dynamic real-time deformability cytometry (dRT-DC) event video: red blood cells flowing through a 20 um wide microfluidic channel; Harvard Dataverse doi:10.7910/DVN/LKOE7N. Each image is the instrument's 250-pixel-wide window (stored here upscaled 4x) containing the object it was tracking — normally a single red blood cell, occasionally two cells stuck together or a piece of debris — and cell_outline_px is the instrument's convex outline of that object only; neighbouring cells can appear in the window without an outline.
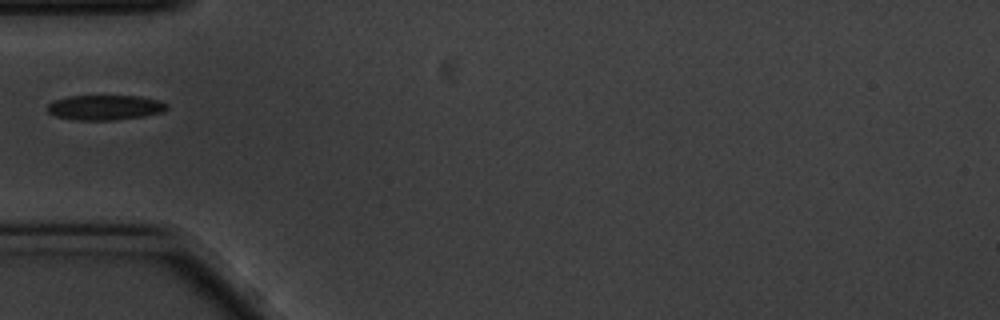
{"species": "common noctule bat (a hibernating species)", "species_latin": "Nyctalus noctula", "temperature_condition": "cold", "stored_images_in_passage": 40, "camera_frame_rate_fps": 3000, "um_per_image_px": 0.085, "animal": {"sex": "male", "body_mass_g": 20.1, "forearm_length_mm": 53.5}, "frame": {"image": 1, "passage_image": 1, "time_ms": 0.0, "image_size_px": [1000, 320], "cell_outline_px": [[168, 108], [160, 112], [144, 116], [116, 120], [76, 120], [56, 116], [48, 112], [44, 108], [48, 104], [56, 100], [68, 96], [140, 96], [160, 100], [168, 104]], "centroid_in_image_um": [8.92, 9.13], "position_along_channel_um": 76.1, "area_um2": 17.46}}
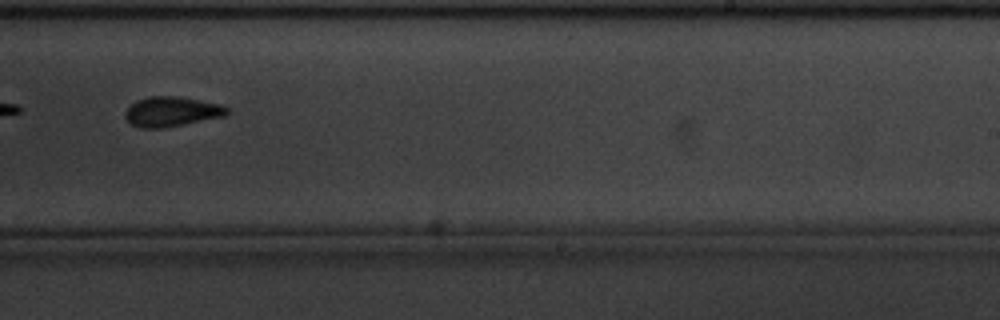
{"frame": {"image": 2, "passage_image": 18, "time_ms": 5.667, "image_size_px": [1000, 320], "cell_outline_px": [[228, 112], [224, 116], [160, 128], [140, 128], [132, 124], [124, 116], [124, 112], [136, 100], [148, 96], [180, 96], [224, 104], [228, 108]], "centroid_in_image_um": [14.59, 9.46], "position_along_channel_um": 274.4, "area_um2": 17.69}}
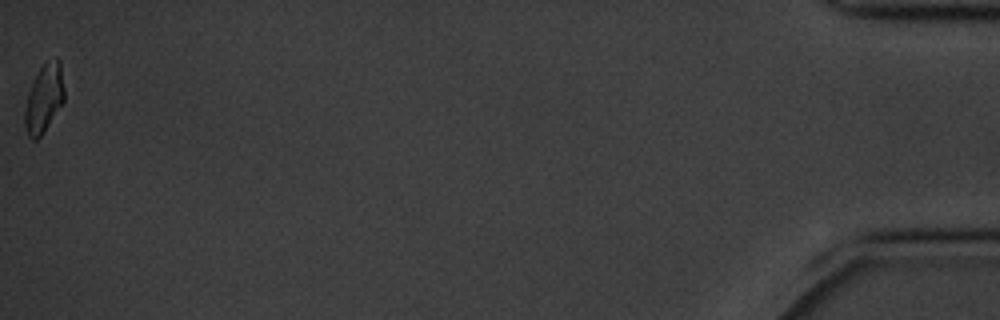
{"frame": {"image": 3, "passage_image": 40, "time_ms": 13.0, "image_size_px": [1000, 320], "cell_outline_px": [[64, 100], [44, 132], [36, 140], [32, 140], [28, 136], [24, 124], [24, 112], [28, 92], [40, 68], [44, 64], [56, 56], [60, 60], [64, 88]], "centroid_in_image_um": [3.74, 8.37], "position_along_channel_um": 431.5, "area_um2": 15.61}}